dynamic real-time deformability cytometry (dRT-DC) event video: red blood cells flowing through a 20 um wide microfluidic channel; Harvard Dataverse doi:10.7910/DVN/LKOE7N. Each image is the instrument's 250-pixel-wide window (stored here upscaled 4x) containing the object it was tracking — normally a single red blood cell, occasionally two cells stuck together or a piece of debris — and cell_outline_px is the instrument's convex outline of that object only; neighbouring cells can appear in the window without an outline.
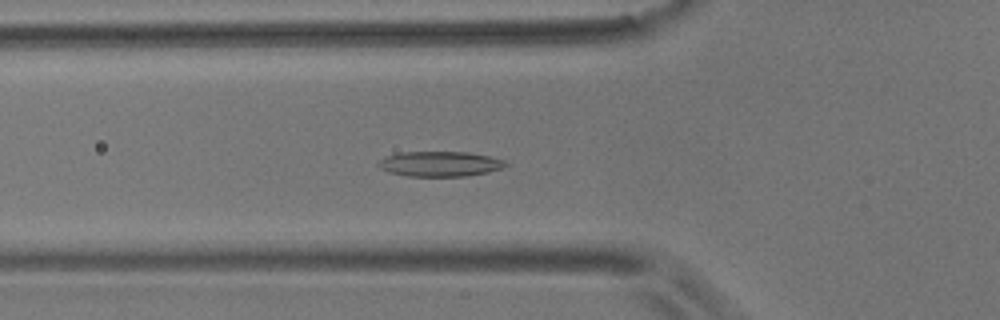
{"species": "common noctule bat (a hibernating species)", "species_latin": "Nyctalus noctula", "temperature_condition": "room temperature", "stored_images_in_passage": 44, "camera_frame_rate_fps": 3000, "um_per_image_px": 0.085, "animal": {"sex": "male", "body_mass_g": 17.9}, "frame": {"image": 1, "passage_image": 7, "time_ms": 2.0, "image_size_px": [1000, 320], "cell_outline_px": [[508, 164], [500, 168], [488, 172], [464, 176], [408, 176], [388, 172], [380, 168], [376, 164], [384, 156], [400, 152], [468, 152], [488, 156], [504, 160]], "centroid_in_image_um": [37.34, 13.93], "position_along_channel_um": 88.5, "area_um2": 18.55}}
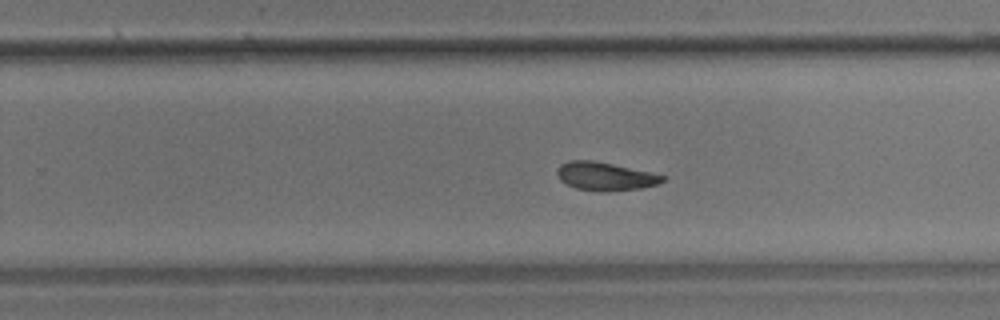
{"frame": {"image": 2, "passage_image": 23, "time_ms": 7.333, "image_size_px": [1000, 320], "cell_outline_px": [[664, 180], [656, 184], [640, 188], [608, 192], [604, 192], [576, 188], [560, 180], [556, 172], [560, 164], [568, 160], [592, 160], [612, 164], [648, 172], [664, 176]], "centroid_in_image_um": [51.38, 14.98], "position_along_channel_um": 278.4, "area_um2": 17.11}}
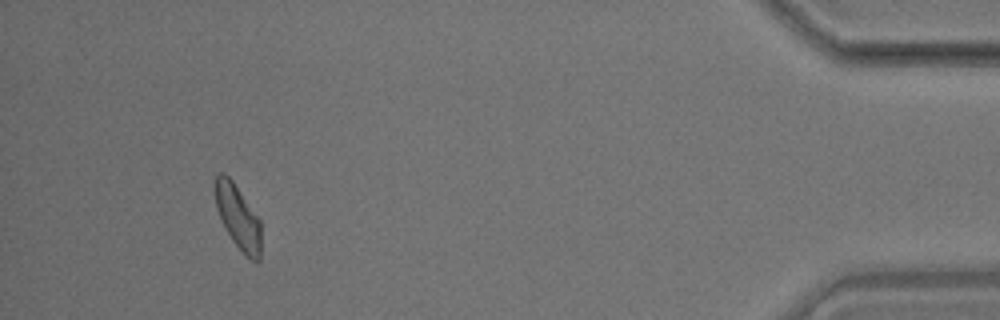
{"frame": {"image": 3, "passage_image": 40, "time_ms": 13.0, "image_size_px": [1000, 320], "cell_outline_px": [[260, 260], [256, 264], [232, 240], [220, 220], [216, 208], [212, 184], [216, 176], [220, 172], [224, 172], [232, 180], [260, 220]], "centroid_in_image_um": [20.18, 18.39], "position_along_channel_um": 415.0, "area_um2": 17.22}, "authors_computed_cell_mechanics": {"area_um2": 17.4556, "velocity_mm_per_s": 3.5593, "shape_relaxation_time_tau1_ms": 8.266, "shape_relaxation_time_tau2_ms": 5.9602, "deformation_change_tau1": 0.1663, "deformation_change_tau2": 0.1226}}